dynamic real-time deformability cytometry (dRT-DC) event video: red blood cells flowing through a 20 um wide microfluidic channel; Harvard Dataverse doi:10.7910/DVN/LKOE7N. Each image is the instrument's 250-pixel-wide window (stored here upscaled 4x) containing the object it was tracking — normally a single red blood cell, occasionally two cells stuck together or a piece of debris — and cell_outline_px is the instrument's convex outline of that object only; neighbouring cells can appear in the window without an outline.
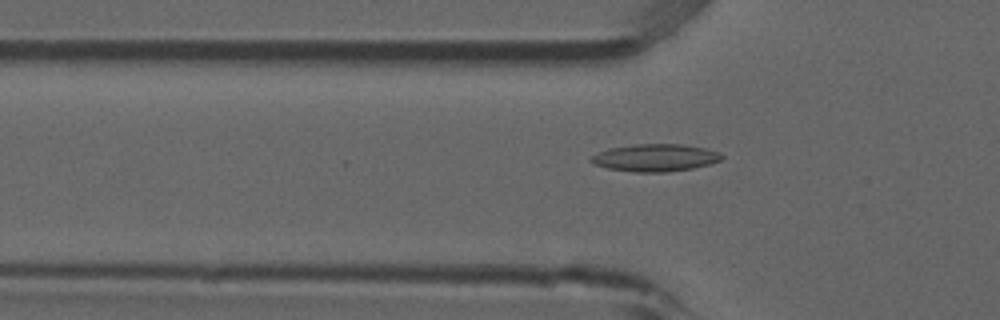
{"species": "common noctule bat (a hibernating species)", "species_latin": "Nyctalus noctula", "temperature_condition": "room temperature", "stored_images_in_passage": 40, "camera_frame_rate_fps": 3000, "um_per_image_px": 0.085, "animal": {"sex": "male", "forearm_length_mm": 52.5}, "frame": {"image": 1, "passage_image": 10, "time_ms": 3.0, "image_size_px": [1000, 320], "cell_outline_px": [[724, 156], [720, 160], [708, 164], [692, 168], [664, 172], [636, 172], [608, 168], [592, 164], [588, 160], [592, 156], [608, 148], [636, 144], [684, 144], [704, 148], [720, 152]], "centroid_in_image_um": [55.68, 13.4], "position_along_channel_um": 70.1, "area_um2": 20.75}}
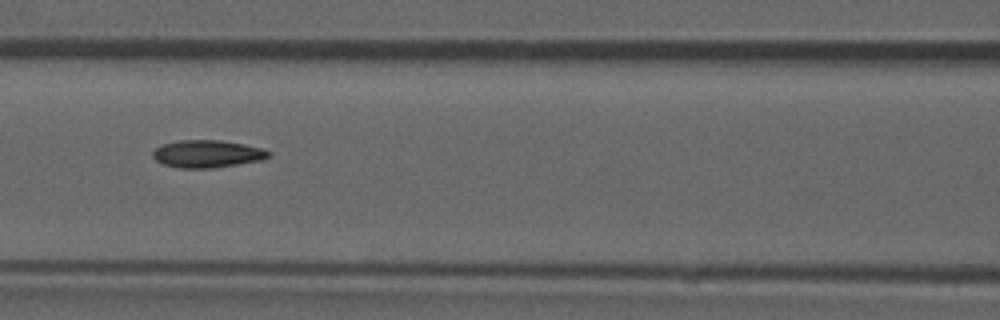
{"frame": {"image": 2, "passage_image": 16, "time_ms": 5.0, "image_size_px": [1000, 320], "cell_outline_px": [[268, 156], [260, 160], [212, 168], [180, 168], [164, 164], [156, 160], [152, 156], [152, 152], [156, 148], [164, 144], [180, 140], [220, 140], [244, 144], [260, 148], [268, 152]], "centroid_in_image_um": [17.56, 13.07], "position_along_channel_um": 149.0, "area_um2": 18.15}}
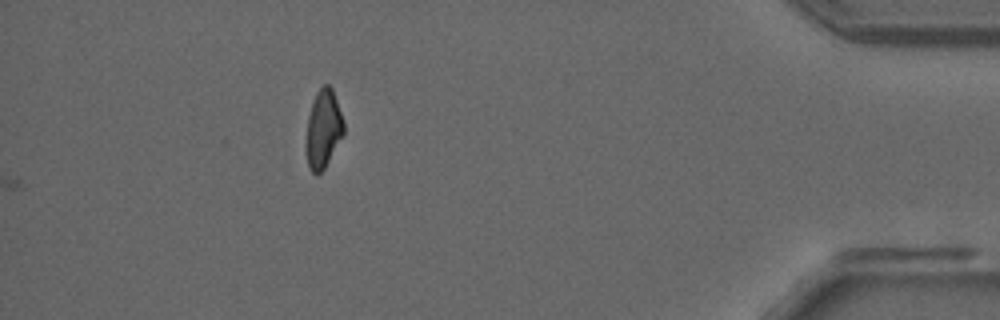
{"frame": {"image": 3, "passage_image": 40, "time_ms": 13.0, "image_size_px": [1000, 320], "cell_outline_px": [[344, 132], [324, 168], [316, 176], [312, 172], [308, 164], [304, 148], [304, 144], [308, 116], [316, 92], [324, 84], [328, 84], [332, 88], [344, 120]], "centroid_in_image_um": [27.45, 10.96], "position_along_channel_um": 407.8, "area_um2": 17.22}, "authors_computed_cell_mechanics": {"area_um2": 18.1492, "velocity_mm_per_s": 3.9179, "shape_relaxation_time_tau1_ms": null, "shape_relaxation_time_tau2_ms": 3.192, "deformation_change_tau1": null, "deformation_change_tau2": 0.1034}}